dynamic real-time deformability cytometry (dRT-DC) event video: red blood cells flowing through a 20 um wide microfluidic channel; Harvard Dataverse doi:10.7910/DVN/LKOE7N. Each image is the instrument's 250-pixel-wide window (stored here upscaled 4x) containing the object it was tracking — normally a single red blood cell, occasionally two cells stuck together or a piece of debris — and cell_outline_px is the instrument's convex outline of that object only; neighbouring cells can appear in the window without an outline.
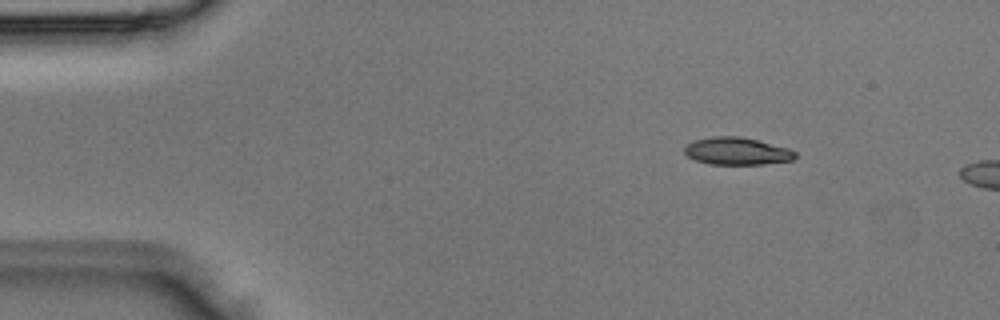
{"species": "Egyptian fruit bat (a non-hibernating species)", "species_latin": "Rousettus aegyptiacus", "temperature_condition": "room temperature", "stored_images_in_passage": 2, "camera_frame_rate_fps": 3000, "um_per_image_px": 0.085, "animal": {"sex": "male"}, "frame": {"image": 1, "passage_image": 1, "time_ms": 0.0, "image_size_px": [1000, 320], "cell_outline_px": [[796, 156], [792, 160], [764, 164], [708, 164], [696, 160], [688, 156], [684, 152], [684, 148], [692, 140], [712, 136], [740, 136], [788, 148], [796, 152]], "centroid_in_image_um": [62.61, 12.84], "position_along_channel_um": 22.4, "area_um2": 17.63}}